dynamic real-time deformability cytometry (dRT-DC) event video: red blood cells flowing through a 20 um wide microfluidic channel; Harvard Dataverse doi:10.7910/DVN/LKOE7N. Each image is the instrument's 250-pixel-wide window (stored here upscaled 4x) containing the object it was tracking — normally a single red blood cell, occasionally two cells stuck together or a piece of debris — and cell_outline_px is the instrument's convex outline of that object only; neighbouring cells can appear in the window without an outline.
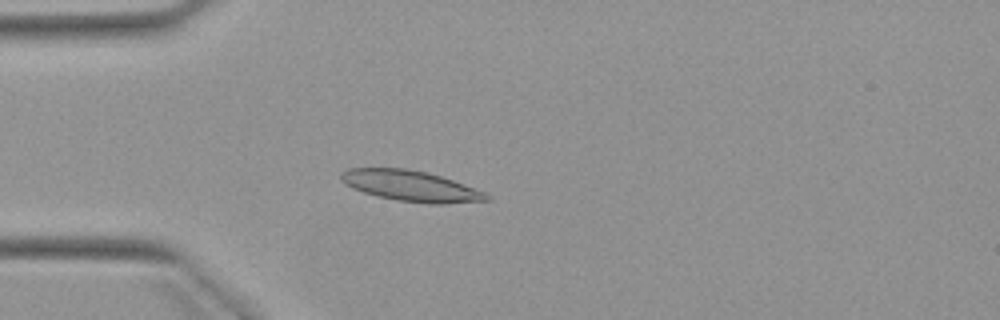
{"species": "Egyptian fruit bat (a non-hibernating species)", "species_latin": "Rousettus aegyptiacus", "temperature_condition": "warm", "stored_images_in_passage": 5, "camera_frame_rate_fps": 3000, "um_per_image_px": 0.085, "animal": {"sex": "female"}, "frame": {"image": 1, "passage_image": 4, "time_ms": 4.667, "image_size_px": [1000, 320], "cell_outline_px": [[492, 200], [444, 204], [432, 204], [396, 200], [376, 196], [352, 188], [344, 184], [340, 180], [340, 172], [348, 168], [404, 168], [428, 172], [452, 180], [484, 192], [492, 196]], "centroid_in_image_um": [34.9, 15.81], "position_along_channel_um": 50.1, "area_um2": 26.18}}